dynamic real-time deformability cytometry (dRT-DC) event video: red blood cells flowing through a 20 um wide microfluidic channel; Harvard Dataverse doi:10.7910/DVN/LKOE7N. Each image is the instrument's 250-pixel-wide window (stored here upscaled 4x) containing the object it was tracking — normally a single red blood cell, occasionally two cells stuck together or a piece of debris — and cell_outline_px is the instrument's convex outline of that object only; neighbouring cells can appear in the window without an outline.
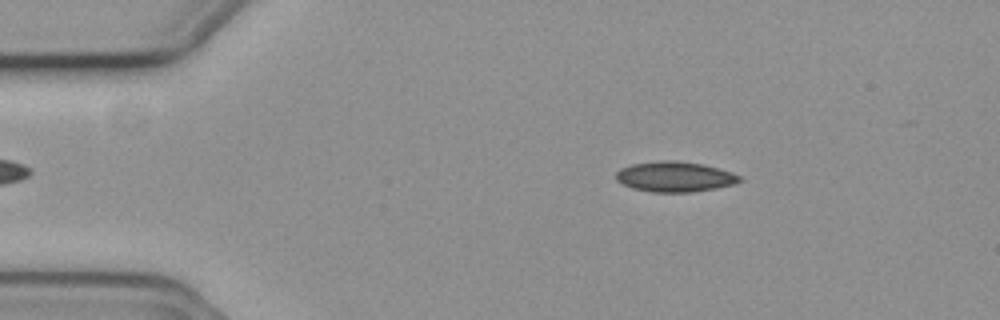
{"species": "common noctule bat (a hibernating species)", "species_latin": "Nyctalus noctula", "temperature_condition": "cold", "stored_images_in_passage": 49, "camera_frame_rate_fps": 3000, "um_per_image_px": 0.085, "animal": {"sex": "female", "body_mass_g": 19.3, "forearm_length_mm": 54.1}, "frame": {"image": 1, "passage_image": 6, "time_ms": 1.667, "image_size_px": [1000, 320], "cell_outline_px": [[744, 180], [732, 184], [716, 188], [692, 192], [652, 192], [632, 188], [616, 180], [616, 172], [620, 168], [632, 164], [660, 160], [676, 160], [700, 164], [732, 172], [740, 176]], "centroid_in_image_um": [57.34, 15.02], "position_along_channel_um": 27.7, "area_um2": 21.73}}
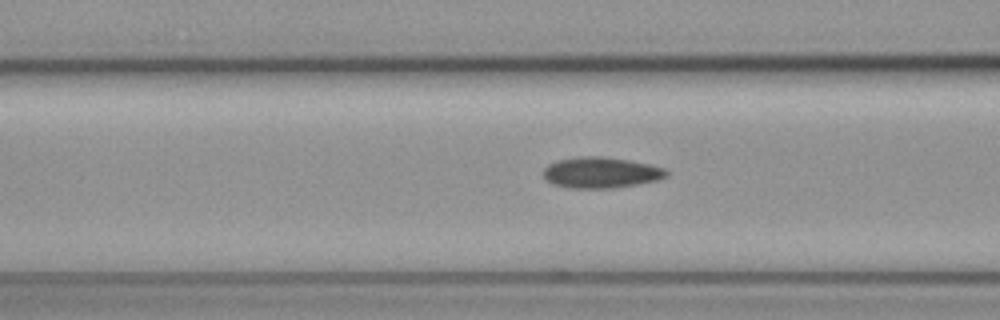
{"frame": {"image": 2, "passage_image": 18, "time_ms": 5.667, "image_size_px": [1000, 320], "cell_outline_px": [[668, 176], [656, 180], [636, 184], [612, 188], [568, 188], [556, 184], [548, 180], [544, 176], [544, 168], [548, 164], [556, 160], [580, 156], [600, 156], [628, 160], [648, 164], [664, 168], [668, 172]], "centroid_in_image_um": [51.07, 14.66], "position_along_channel_um": 115.5, "area_um2": 21.96}}
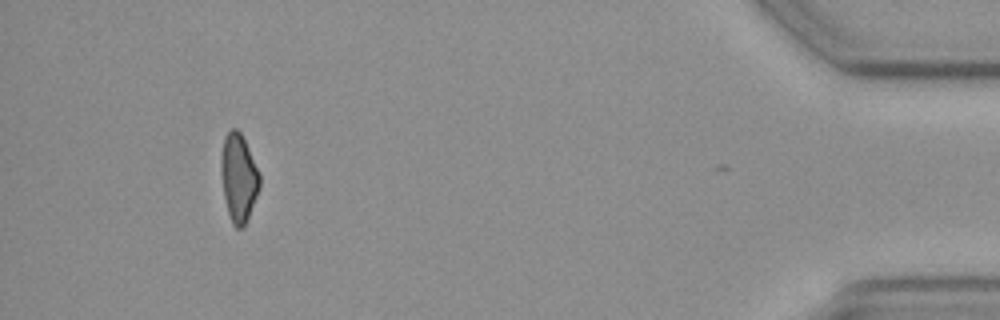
{"frame": {"image": 3, "passage_image": 48, "time_ms": 15.667, "image_size_px": [1000, 320], "cell_outline_px": [[260, 188], [244, 228], [236, 228], [232, 224], [228, 212], [224, 196], [220, 168], [220, 156], [224, 136], [232, 128], [236, 128], [240, 132], [260, 172]], "centroid_in_image_um": [20.28, 15.11], "position_along_channel_um": 414.9, "area_um2": 19.94}, "authors_computed_cell_mechanics": {"area_um2": 21.1548, "velocity_mm_per_s": 3.7185, "shape_relaxation_time_tau1_ms": null, "shape_relaxation_time_tau2_ms": 10.5709, "deformation_change_tau1": null, "deformation_change_tau2": 0.1545}}